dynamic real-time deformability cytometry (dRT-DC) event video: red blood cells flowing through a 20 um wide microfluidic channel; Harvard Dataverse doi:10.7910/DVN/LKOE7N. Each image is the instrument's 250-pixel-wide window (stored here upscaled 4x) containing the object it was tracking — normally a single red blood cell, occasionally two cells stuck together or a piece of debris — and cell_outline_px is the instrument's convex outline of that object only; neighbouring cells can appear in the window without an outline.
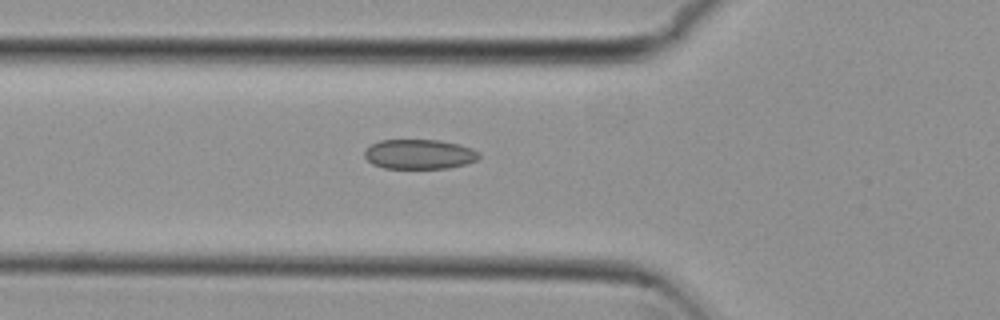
{"species": "common noctule bat (a hibernating species)", "species_latin": "Nyctalus noctula", "temperature_condition": "cold", "stored_images_in_passage": 33, "camera_frame_rate_fps": 3000, "um_per_image_px": 0.085, "animal": {"sex": "female", "body_mass_g": 29.2, "forearm_length_mm": 56.3}, "frame": {"image": 1, "passage_image": 2, "time_ms": 0.333, "image_size_px": [1000, 320], "cell_outline_px": [[480, 156], [476, 160], [464, 164], [448, 168], [384, 168], [372, 164], [364, 156], [364, 152], [372, 144], [380, 140], [440, 140], [460, 144], [472, 148], [480, 152]], "centroid_in_image_um": [35.66, 13.1], "position_along_channel_um": 90.1, "area_um2": 19.83}}
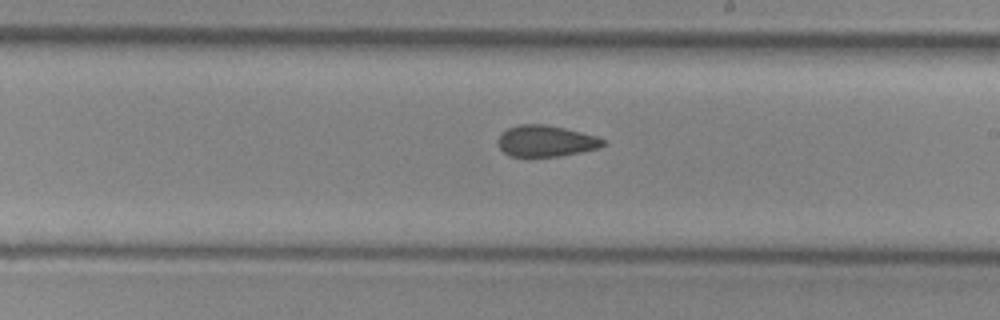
{"frame": {"image": 2, "passage_image": 14, "time_ms": 4.333, "image_size_px": [1000, 320], "cell_outline_px": [[608, 144], [600, 148], [560, 156], [508, 156], [500, 148], [496, 140], [508, 128], [520, 124], [544, 124], [564, 128], [596, 136], [608, 140]], "centroid_in_image_um": [46.44, 11.99], "position_along_channel_um": 242.6, "area_um2": 19.19}}
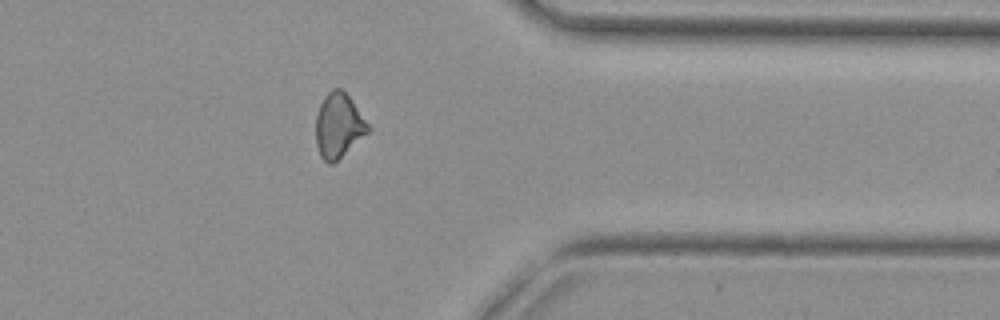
{"frame": {"image": 3, "passage_image": 26, "time_ms": 8.333, "image_size_px": [1000, 320], "cell_outline_px": [[372, 128], [368, 132], [332, 164], [328, 164], [320, 156], [316, 144], [316, 116], [320, 104], [324, 96], [332, 88], [340, 88], [348, 96]], "centroid_in_image_um": [28.76, 10.67], "position_along_channel_um": 382.6, "area_um2": 19.36}}